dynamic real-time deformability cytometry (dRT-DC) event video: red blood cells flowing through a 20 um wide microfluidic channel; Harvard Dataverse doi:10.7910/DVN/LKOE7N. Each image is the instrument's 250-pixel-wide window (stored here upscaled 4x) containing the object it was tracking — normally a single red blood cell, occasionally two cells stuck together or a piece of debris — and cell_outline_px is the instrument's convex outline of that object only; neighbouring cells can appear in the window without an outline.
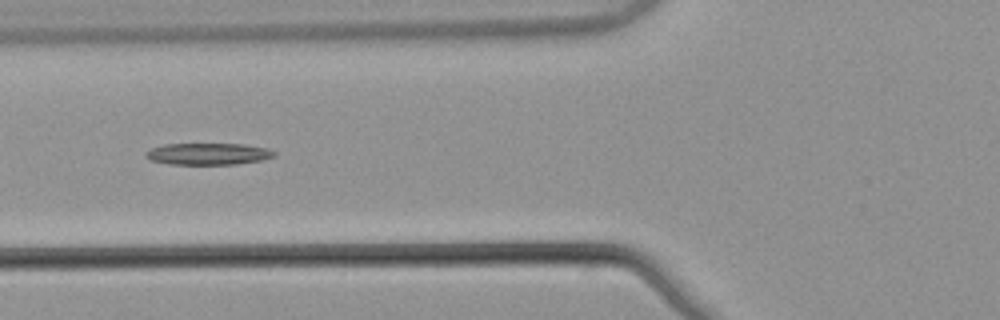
{"species": "common noctule bat (a hibernating species)", "species_latin": "Nyctalus noctula", "temperature_condition": "warm", "stored_images_in_passage": 8, "camera_frame_rate_fps": 3000, "um_per_image_px": 0.085, "animal": {"sex": "male", "body_mass_g": 21.5, "forearm_length_mm": 52.0}, "frame": {"image": 1, "passage_image": 5, "time_ms": 1.333, "image_size_px": [1000, 320], "cell_outline_px": [[276, 156], [260, 160], [236, 164], [168, 164], [148, 160], [144, 156], [144, 152], [152, 148], [164, 144], [244, 144], [268, 148], [276, 152]], "centroid_in_image_um": [17.66, 13.08], "position_along_channel_um": 108.1, "area_um2": 16.36}}